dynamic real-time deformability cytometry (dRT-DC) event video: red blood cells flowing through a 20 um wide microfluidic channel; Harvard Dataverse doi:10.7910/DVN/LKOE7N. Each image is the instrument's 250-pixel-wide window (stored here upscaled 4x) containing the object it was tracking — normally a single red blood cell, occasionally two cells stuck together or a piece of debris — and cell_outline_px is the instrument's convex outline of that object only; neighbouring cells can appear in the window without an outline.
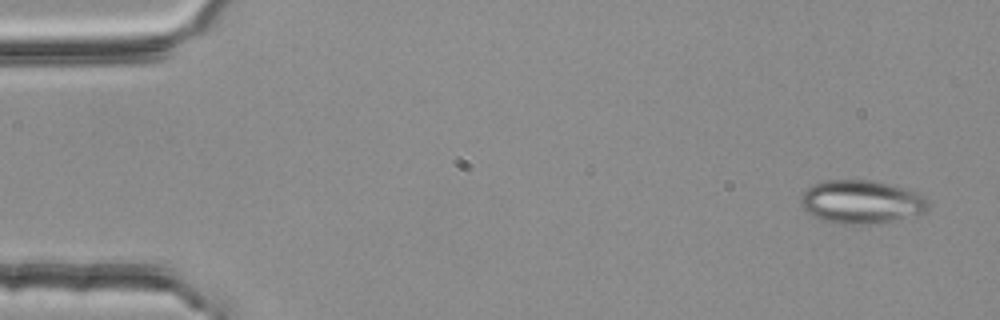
{"species": "common noctule bat (a hibernating species)", "species_latin": "Nyctalus noctula", "temperature_condition": "room temperature", "stored_images_in_passage": 4, "camera_frame_rate_fps": 3000, "um_per_image_px": 0.085, "animal": {"sex": "female", "body_mass_g": 25.1}, "frame": {"image": 1, "passage_image": 1, "time_ms": 0.0, "image_size_px": [1000, 320], "cell_outline_px": [[928, 208], [924, 212], [876, 224], [840, 224], [820, 220], [812, 216], [800, 204], [800, 196], [812, 184], [824, 180], [872, 180], [904, 188], [916, 192], [924, 196], [928, 200]], "centroid_in_image_um": [73.17, 17.16], "position_along_channel_um": 11.8, "area_um2": 32.19}}